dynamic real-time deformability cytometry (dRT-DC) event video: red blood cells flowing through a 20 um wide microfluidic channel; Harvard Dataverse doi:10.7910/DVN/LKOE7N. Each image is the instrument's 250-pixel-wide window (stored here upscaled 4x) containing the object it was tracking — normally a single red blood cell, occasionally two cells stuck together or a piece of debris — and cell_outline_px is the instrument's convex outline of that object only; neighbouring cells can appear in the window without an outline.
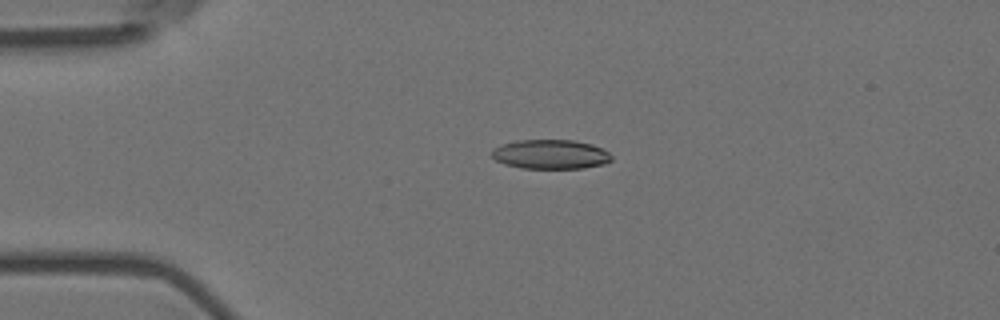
{"species": "Egyptian fruit bat (a non-hibernating species)", "species_latin": "Rousettus aegyptiacus", "temperature_condition": "room temperature", "stored_images_in_passage": 2, "camera_frame_rate_fps": 3000, "um_per_image_px": 0.085, "animal": {"sex": "female"}, "frame": {"image": 1, "passage_image": 1, "time_ms": 0.0, "image_size_px": [1000, 320], "cell_outline_px": [[612, 160], [604, 164], [584, 168], [520, 168], [504, 164], [496, 160], [492, 156], [492, 148], [516, 140], [572, 140], [592, 144], [608, 152], [612, 156]], "centroid_in_image_um": [46.79, 13.12], "position_along_channel_um": 38.2, "area_um2": 20.46}}